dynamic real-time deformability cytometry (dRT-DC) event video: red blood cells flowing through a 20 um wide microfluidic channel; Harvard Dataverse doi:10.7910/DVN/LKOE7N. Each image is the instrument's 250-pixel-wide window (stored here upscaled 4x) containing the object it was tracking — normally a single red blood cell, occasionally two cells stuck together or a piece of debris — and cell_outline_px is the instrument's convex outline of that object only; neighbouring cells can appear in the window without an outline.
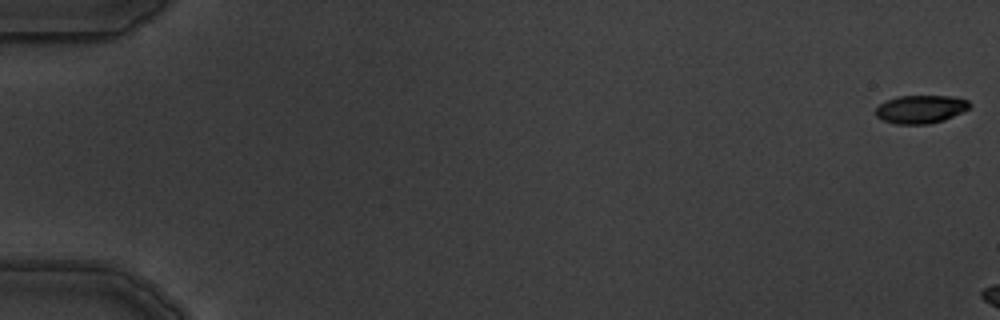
{"species": "common noctule bat (a hibernating species)", "species_latin": "Nyctalus noctula", "temperature_condition": "warm", "stored_images_in_passage": 4, "camera_frame_rate_fps": 3000, "um_per_image_px": 0.085, "animal": {"sex": "male", "body_mass_g": 19.5, "forearm_length_mm": 54.6}, "frame": {"image": 1, "passage_image": 1, "time_ms": 0.0, "image_size_px": [1000, 320], "cell_outline_px": [[972, 104], [968, 108], [944, 120], [928, 124], [896, 124], [884, 120], [876, 116], [876, 108], [880, 104], [888, 100], [900, 96], [956, 96], [968, 100]], "centroid_in_image_um": [78.28, 9.28], "position_along_channel_um": 6.7, "area_um2": 15.26}}